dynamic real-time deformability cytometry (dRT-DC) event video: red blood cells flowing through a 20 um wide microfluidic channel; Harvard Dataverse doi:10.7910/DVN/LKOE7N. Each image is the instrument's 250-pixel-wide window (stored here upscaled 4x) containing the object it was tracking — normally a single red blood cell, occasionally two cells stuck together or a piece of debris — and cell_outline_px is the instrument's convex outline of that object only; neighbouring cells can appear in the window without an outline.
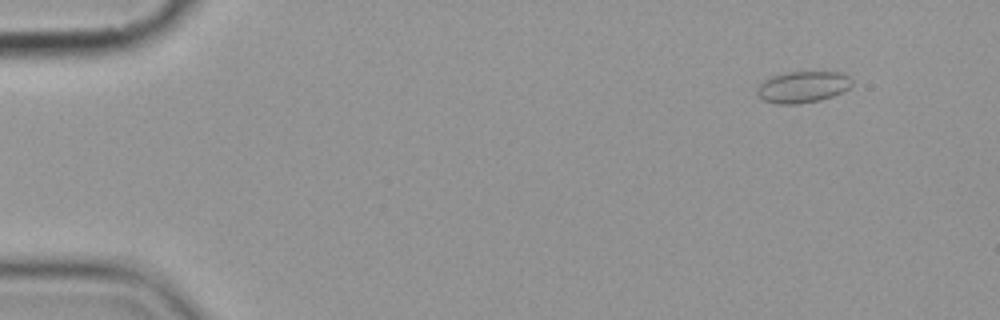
{"species": "common noctule bat (a hibernating species)", "species_latin": "Nyctalus noctula", "temperature_condition": "cold", "stored_images_in_passage": 5, "camera_frame_rate_fps": 3000, "um_per_image_px": 0.085, "animal": {"sex": "female", "body_mass_g": 19.9}, "frame": {"image": 1, "passage_image": 1, "time_ms": 0.0, "image_size_px": [1000, 320], "cell_outline_px": [[852, 84], [848, 88], [832, 96], [820, 100], [796, 104], [776, 104], [764, 100], [756, 96], [756, 88], [764, 80], [772, 76], [788, 72], [840, 72], [848, 76], [852, 80]], "centroid_in_image_um": [68.19, 7.39], "position_along_channel_um": 16.8, "area_um2": 17.34}}
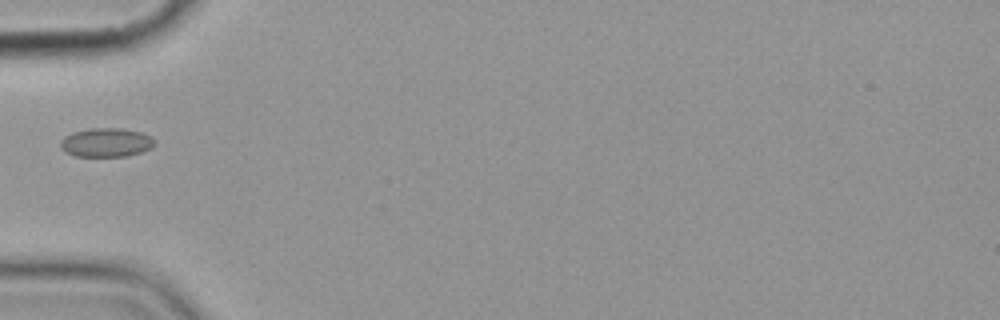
{"frame": {"image": 2, "passage_image": 5, "time_ms": 4.667, "image_size_px": [1000, 320], "cell_outline_px": [[156, 144], [152, 148], [144, 152], [128, 156], [76, 156], [64, 152], [60, 148], [60, 140], [64, 136], [72, 132], [88, 128], [120, 128], [140, 132], [152, 136], [156, 140]], "centroid_in_image_um": [9.04, 12.11], "position_along_channel_um": 76.0, "area_um2": 16.24}}